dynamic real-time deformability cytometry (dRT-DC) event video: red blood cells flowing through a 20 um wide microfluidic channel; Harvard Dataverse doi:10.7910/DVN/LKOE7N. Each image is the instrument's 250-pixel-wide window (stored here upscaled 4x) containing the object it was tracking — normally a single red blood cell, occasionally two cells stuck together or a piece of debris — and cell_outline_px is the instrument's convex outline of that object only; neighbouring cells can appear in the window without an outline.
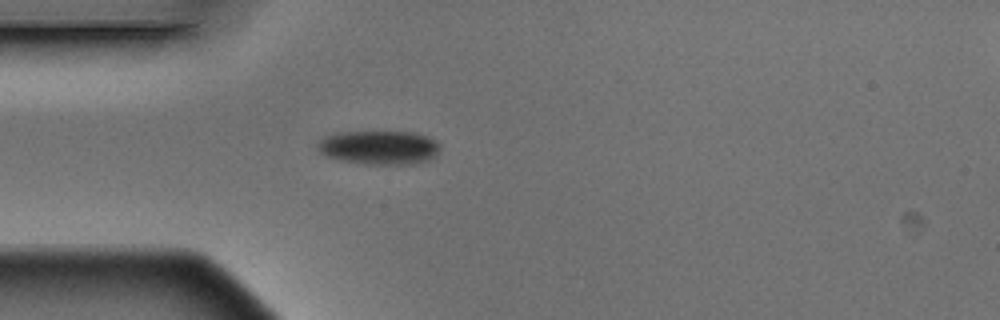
{"species": "Egyptian fruit bat (a non-hibernating species)", "species_latin": "Rousettus aegyptiacus", "temperature_condition": "warm", "stored_images_in_passage": 1, "camera_frame_rate_fps": 3000, "um_per_image_px": 0.085, "animal": {"sex": "male"}, "frame": {"image": 1, "passage_image": 1, "time_ms": 0.0, "image_size_px": [1000, 320], "cell_outline_px": [[440, 148], [436, 156], [432, 160], [416, 164], [364, 164], [344, 160], [328, 156], [320, 152], [316, 144], [324, 136], [340, 132], [416, 132], [428, 136], [440, 144]], "centroid_in_image_um": [32.29, 12.54], "position_along_channel_um": 52.7, "area_um2": 24.33}}